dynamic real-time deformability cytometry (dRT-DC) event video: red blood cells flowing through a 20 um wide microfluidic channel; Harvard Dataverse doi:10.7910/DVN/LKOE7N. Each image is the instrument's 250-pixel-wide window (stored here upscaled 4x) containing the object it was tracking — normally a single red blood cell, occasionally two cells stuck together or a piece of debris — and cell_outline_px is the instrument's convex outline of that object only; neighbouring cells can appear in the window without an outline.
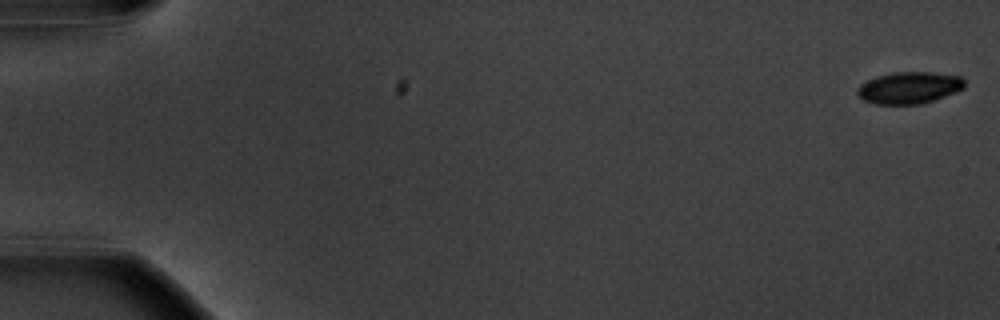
{"species": "common noctule bat (a hibernating species)", "species_latin": "Nyctalus noctula", "temperature_condition": "warm", "stored_images_in_passage": 57, "camera_frame_rate_fps": 3000, "um_per_image_px": 0.085, "animal": {"sex": "male", "body_mass_g": 20.1, "forearm_length_mm": 53.5}, "frame": {"image": 1, "passage_image": 1, "time_ms": 0.0, "image_size_px": [1000, 320], "cell_outline_px": [[964, 88], [944, 96], [920, 104], [876, 104], [864, 100], [856, 92], [856, 88], [860, 84], [876, 76], [892, 72], [932, 72], [960, 76], [964, 80]], "centroid_in_image_um": [77.25, 7.44], "position_along_channel_um": 7.8, "area_um2": 19.77}}
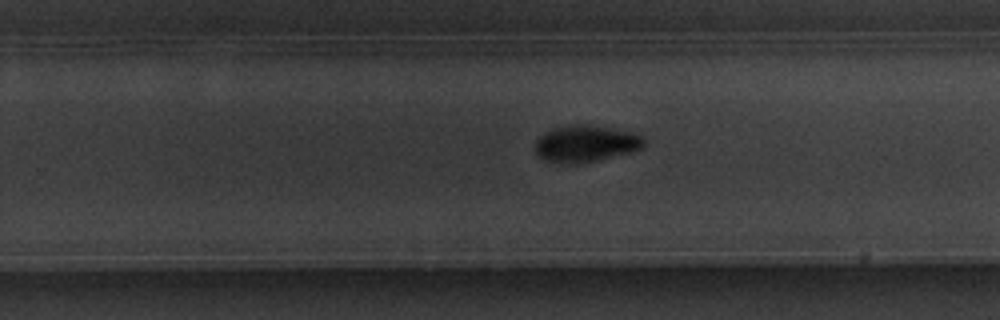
{"frame": {"image": 2, "passage_image": 37, "time_ms": 12.0, "image_size_px": [1000, 320], "cell_outline_px": [[644, 148], [596, 160], [576, 164], [568, 164], [548, 160], [540, 156], [536, 152], [536, 140], [544, 132], [552, 128], [572, 124], [588, 124], [636, 132], [644, 140]], "centroid_in_image_um": [49.79, 12.18], "position_along_channel_um": 280.0, "area_um2": 23.12}}
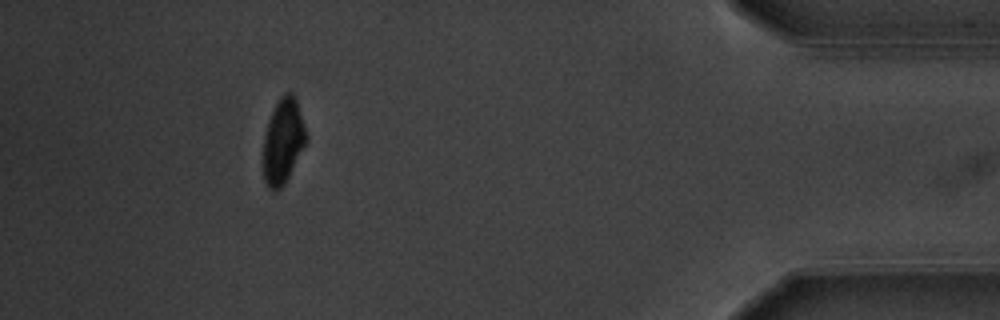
{"frame": {"image": 3, "passage_image": 52, "time_ms": 17.0, "image_size_px": [1000, 320], "cell_outline_px": [[308, 140], [284, 184], [280, 188], [272, 192], [268, 188], [264, 180], [264, 136], [272, 112], [280, 96], [288, 92], [292, 92], [296, 96], [308, 136]], "centroid_in_image_um": [24.09, 11.98], "position_along_channel_um": 411.1, "area_um2": 21.21}, "authors_computed_cell_mechanics": {"area_um2": 21.7328, "velocity_mm_per_s": 3.6337, "shape_relaxation_time_tau1_ms": 2.006, "shape_relaxation_time_tau2_ms": null, "deformation_change_tau1": 0.1257, "deformation_change_tau2": null}}